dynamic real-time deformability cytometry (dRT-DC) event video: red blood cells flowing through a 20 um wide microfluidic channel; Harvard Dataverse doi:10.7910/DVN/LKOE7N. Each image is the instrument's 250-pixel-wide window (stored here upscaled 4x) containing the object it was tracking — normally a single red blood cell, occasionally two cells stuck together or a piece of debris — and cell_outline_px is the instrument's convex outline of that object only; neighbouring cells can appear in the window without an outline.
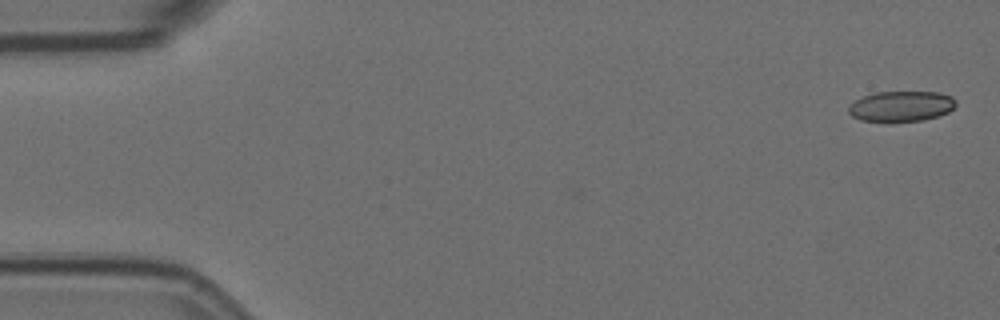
{"species": "Egyptian fruit bat (a non-hibernating species)", "species_latin": "Rousettus aegyptiacus", "temperature_condition": "room temperature", "stored_images_in_passage": 6, "camera_frame_rate_fps": 3000, "um_per_image_px": 0.085, "animal": {"sex": "female"}, "frame": {"image": 1, "passage_image": 1, "time_ms": 0.0, "image_size_px": [1000, 320], "cell_outline_px": [[956, 104], [948, 112], [924, 120], [860, 120], [852, 116], [848, 112], [848, 104], [864, 96], [876, 92], [940, 92], [952, 96], [956, 100]], "centroid_in_image_um": [76.61, 9.0], "position_along_channel_um": 8.4, "area_um2": 18.73}}
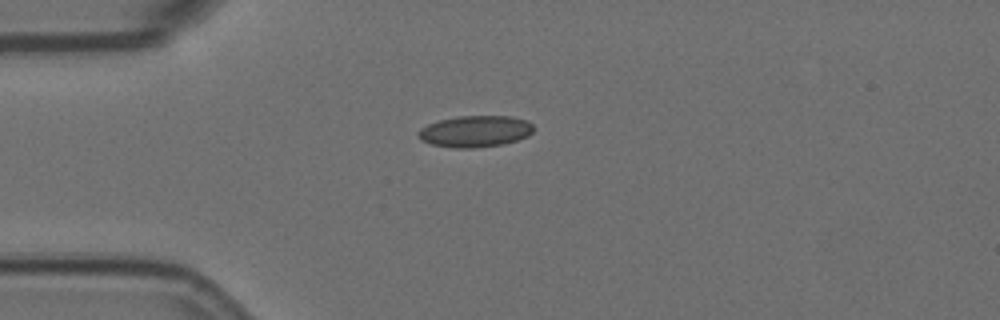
{"frame": {"image": 2, "passage_image": 4, "time_ms": 1.0, "image_size_px": [1000, 320], "cell_outline_px": [[536, 128], [528, 136], [504, 144], [476, 148], [452, 148], [432, 144], [420, 140], [416, 136], [416, 132], [420, 128], [428, 124], [440, 120], [456, 116], [512, 116], [528, 120]], "centroid_in_image_um": [40.39, 11.16], "position_along_channel_um": 44.6, "area_um2": 21.5}}
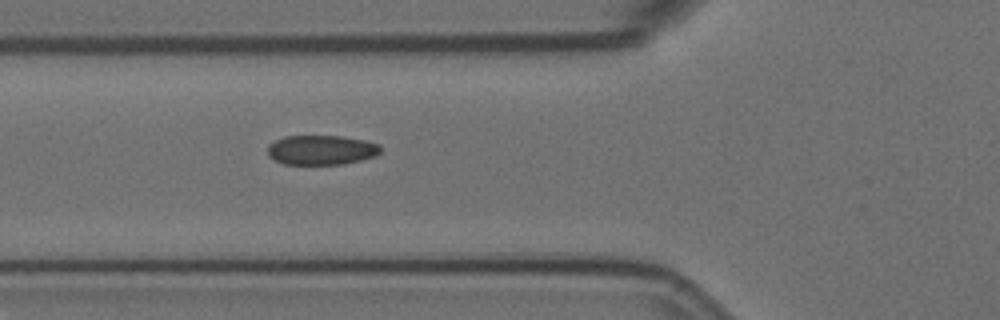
{"frame": {"image": 3, "passage_image": 6, "time_ms": 1.667, "image_size_px": [1000, 320], "cell_outline_px": [[380, 152], [376, 156], [344, 164], [284, 164], [268, 156], [268, 144], [284, 136], [340, 136], [364, 140], [380, 144]], "centroid_in_image_um": [27.31, 12.75], "position_along_channel_um": 98.5, "area_um2": 19.48}}